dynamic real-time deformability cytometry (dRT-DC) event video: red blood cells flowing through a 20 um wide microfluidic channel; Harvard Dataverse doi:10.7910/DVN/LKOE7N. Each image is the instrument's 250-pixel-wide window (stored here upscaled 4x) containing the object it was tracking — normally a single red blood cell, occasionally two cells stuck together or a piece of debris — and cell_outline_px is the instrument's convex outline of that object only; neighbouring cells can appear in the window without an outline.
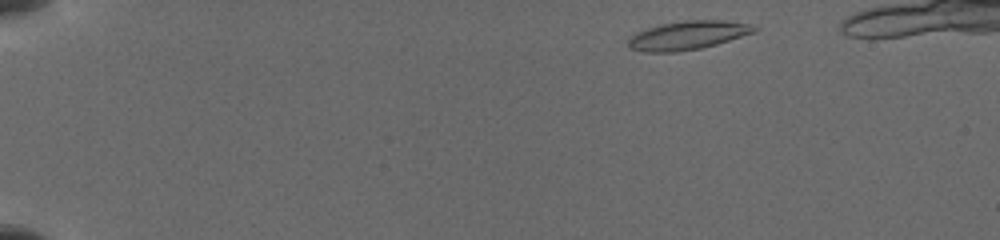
{"species": "common noctule bat (a hibernating species)", "species_latin": "Nyctalus noctula", "temperature_condition": "cold", "stored_images_in_passage": 66, "camera_frame_rate_fps": 3000, "um_per_image_px": 0.085, "animal": {"sex": "female", "body_mass_g": 19.5, "forearm_length_mm": 54.1}, "frame": {"image": 1, "passage_image": 2, "time_ms": 0.333, "image_size_px": [1000, 240], "cell_outline_px": [[760, 28], [756, 32], [716, 44], [700, 48], [676, 52], [644, 52], [628, 48], [628, 36], [636, 32], [660, 24], [684, 20], [720, 20], [748, 24]], "centroid_in_image_um": [58.42, 3.0], "position_along_channel_um": 26.6, "area_um2": 21.1}}
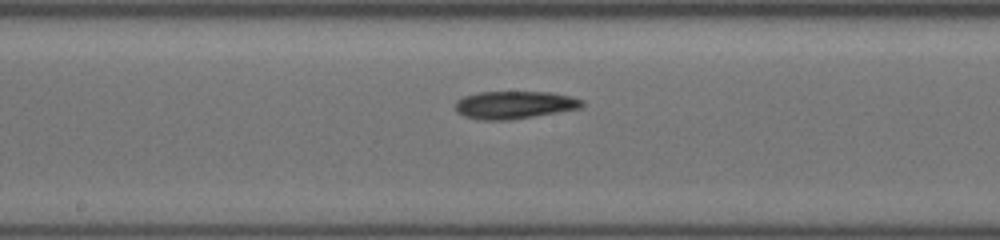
{"frame": {"image": 2, "passage_image": 35, "time_ms": 7.667, "image_size_px": [1000, 240], "cell_outline_px": [[584, 104], [580, 108], [508, 120], [480, 120], [464, 116], [456, 112], [456, 100], [464, 96], [480, 92], [552, 92], [572, 96], [584, 100]], "centroid_in_image_um": [43.72, 8.91], "position_along_channel_um": 204.5, "area_um2": 20.4}}
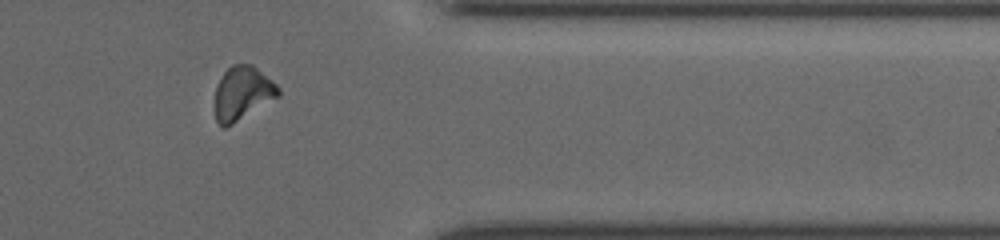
{"frame": {"image": 3, "passage_image": 55, "time_ms": 12.667, "image_size_px": [1000, 240], "cell_outline_px": [[280, 96], [232, 124], [224, 128], [220, 128], [216, 120], [216, 84], [224, 72], [232, 64], [252, 64], [272, 80], [280, 88]], "centroid_in_image_um": [20.62, 7.92], "position_along_channel_um": 390.8, "area_um2": 19.77}}